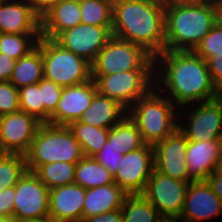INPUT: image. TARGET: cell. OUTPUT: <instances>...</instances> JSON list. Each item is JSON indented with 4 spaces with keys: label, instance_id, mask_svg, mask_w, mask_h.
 <instances>
[{
    "label": "cell",
    "instance_id": "10",
    "mask_svg": "<svg viewBox=\"0 0 222 222\" xmlns=\"http://www.w3.org/2000/svg\"><path fill=\"white\" fill-rule=\"evenodd\" d=\"M189 183L154 169L143 195L166 222H176L181 216Z\"/></svg>",
    "mask_w": 222,
    "mask_h": 222
},
{
    "label": "cell",
    "instance_id": "13",
    "mask_svg": "<svg viewBox=\"0 0 222 222\" xmlns=\"http://www.w3.org/2000/svg\"><path fill=\"white\" fill-rule=\"evenodd\" d=\"M41 124L22 110L0 116V153L25 155Z\"/></svg>",
    "mask_w": 222,
    "mask_h": 222
},
{
    "label": "cell",
    "instance_id": "18",
    "mask_svg": "<svg viewBox=\"0 0 222 222\" xmlns=\"http://www.w3.org/2000/svg\"><path fill=\"white\" fill-rule=\"evenodd\" d=\"M97 92L94 80L73 86L63 87L61 98L48 124L68 126L78 121Z\"/></svg>",
    "mask_w": 222,
    "mask_h": 222
},
{
    "label": "cell",
    "instance_id": "8",
    "mask_svg": "<svg viewBox=\"0 0 222 222\" xmlns=\"http://www.w3.org/2000/svg\"><path fill=\"white\" fill-rule=\"evenodd\" d=\"M133 69H155V59L143 47L112 36L91 64V75H110Z\"/></svg>",
    "mask_w": 222,
    "mask_h": 222
},
{
    "label": "cell",
    "instance_id": "38",
    "mask_svg": "<svg viewBox=\"0 0 222 222\" xmlns=\"http://www.w3.org/2000/svg\"><path fill=\"white\" fill-rule=\"evenodd\" d=\"M215 91L222 89V54H215L206 60Z\"/></svg>",
    "mask_w": 222,
    "mask_h": 222
},
{
    "label": "cell",
    "instance_id": "33",
    "mask_svg": "<svg viewBox=\"0 0 222 222\" xmlns=\"http://www.w3.org/2000/svg\"><path fill=\"white\" fill-rule=\"evenodd\" d=\"M20 110L33 115L44 123V103L42 88L39 84H32L18 89Z\"/></svg>",
    "mask_w": 222,
    "mask_h": 222
},
{
    "label": "cell",
    "instance_id": "4",
    "mask_svg": "<svg viewBox=\"0 0 222 222\" xmlns=\"http://www.w3.org/2000/svg\"><path fill=\"white\" fill-rule=\"evenodd\" d=\"M179 108L154 87L129 109L128 116L138 127L144 144L154 146L178 129Z\"/></svg>",
    "mask_w": 222,
    "mask_h": 222
},
{
    "label": "cell",
    "instance_id": "28",
    "mask_svg": "<svg viewBox=\"0 0 222 222\" xmlns=\"http://www.w3.org/2000/svg\"><path fill=\"white\" fill-rule=\"evenodd\" d=\"M68 127L87 157H93L101 151L109 135V129L91 126L79 121L70 123Z\"/></svg>",
    "mask_w": 222,
    "mask_h": 222
},
{
    "label": "cell",
    "instance_id": "29",
    "mask_svg": "<svg viewBox=\"0 0 222 222\" xmlns=\"http://www.w3.org/2000/svg\"><path fill=\"white\" fill-rule=\"evenodd\" d=\"M76 164L53 162L39 166L33 173L49 189L74 183Z\"/></svg>",
    "mask_w": 222,
    "mask_h": 222
},
{
    "label": "cell",
    "instance_id": "21",
    "mask_svg": "<svg viewBox=\"0 0 222 222\" xmlns=\"http://www.w3.org/2000/svg\"><path fill=\"white\" fill-rule=\"evenodd\" d=\"M221 147L220 140L188 141L185 159L189 182L205 181L214 172Z\"/></svg>",
    "mask_w": 222,
    "mask_h": 222
},
{
    "label": "cell",
    "instance_id": "5",
    "mask_svg": "<svg viewBox=\"0 0 222 222\" xmlns=\"http://www.w3.org/2000/svg\"><path fill=\"white\" fill-rule=\"evenodd\" d=\"M80 143L68 126L42 123L25 154L27 170L53 162L76 164L84 157Z\"/></svg>",
    "mask_w": 222,
    "mask_h": 222
},
{
    "label": "cell",
    "instance_id": "24",
    "mask_svg": "<svg viewBox=\"0 0 222 222\" xmlns=\"http://www.w3.org/2000/svg\"><path fill=\"white\" fill-rule=\"evenodd\" d=\"M42 51L36 46L15 63L9 81L17 88L37 84L43 78Z\"/></svg>",
    "mask_w": 222,
    "mask_h": 222
},
{
    "label": "cell",
    "instance_id": "37",
    "mask_svg": "<svg viewBox=\"0 0 222 222\" xmlns=\"http://www.w3.org/2000/svg\"><path fill=\"white\" fill-rule=\"evenodd\" d=\"M122 156L123 154L119 153V151L111 145V141L107 139L102 150L96 153L93 158L115 176L119 169Z\"/></svg>",
    "mask_w": 222,
    "mask_h": 222
},
{
    "label": "cell",
    "instance_id": "20",
    "mask_svg": "<svg viewBox=\"0 0 222 222\" xmlns=\"http://www.w3.org/2000/svg\"><path fill=\"white\" fill-rule=\"evenodd\" d=\"M41 36L55 39L61 32L81 24L79 0H57L41 12Z\"/></svg>",
    "mask_w": 222,
    "mask_h": 222
},
{
    "label": "cell",
    "instance_id": "17",
    "mask_svg": "<svg viewBox=\"0 0 222 222\" xmlns=\"http://www.w3.org/2000/svg\"><path fill=\"white\" fill-rule=\"evenodd\" d=\"M0 33L41 34L40 11L27 0H0Z\"/></svg>",
    "mask_w": 222,
    "mask_h": 222
},
{
    "label": "cell",
    "instance_id": "22",
    "mask_svg": "<svg viewBox=\"0 0 222 222\" xmlns=\"http://www.w3.org/2000/svg\"><path fill=\"white\" fill-rule=\"evenodd\" d=\"M127 114L128 110L119 102L96 92L90 106L78 121L91 126L110 129Z\"/></svg>",
    "mask_w": 222,
    "mask_h": 222
},
{
    "label": "cell",
    "instance_id": "11",
    "mask_svg": "<svg viewBox=\"0 0 222 222\" xmlns=\"http://www.w3.org/2000/svg\"><path fill=\"white\" fill-rule=\"evenodd\" d=\"M153 170V146L144 144L122 156L114 183L128 195L143 194Z\"/></svg>",
    "mask_w": 222,
    "mask_h": 222
},
{
    "label": "cell",
    "instance_id": "34",
    "mask_svg": "<svg viewBox=\"0 0 222 222\" xmlns=\"http://www.w3.org/2000/svg\"><path fill=\"white\" fill-rule=\"evenodd\" d=\"M194 52L205 61L215 54H222V26L216 23Z\"/></svg>",
    "mask_w": 222,
    "mask_h": 222
},
{
    "label": "cell",
    "instance_id": "43",
    "mask_svg": "<svg viewBox=\"0 0 222 222\" xmlns=\"http://www.w3.org/2000/svg\"><path fill=\"white\" fill-rule=\"evenodd\" d=\"M27 1L31 2L41 12L50 3L57 0H27Z\"/></svg>",
    "mask_w": 222,
    "mask_h": 222
},
{
    "label": "cell",
    "instance_id": "12",
    "mask_svg": "<svg viewBox=\"0 0 222 222\" xmlns=\"http://www.w3.org/2000/svg\"><path fill=\"white\" fill-rule=\"evenodd\" d=\"M49 191L27 170L15 185L13 219H49Z\"/></svg>",
    "mask_w": 222,
    "mask_h": 222
},
{
    "label": "cell",
    "instance_id": "3",
    "mask_svg": "<svg viewBox=\"0 0 222 222\" xmlns=\"http://www.w3.org/2000/svg\"><path fill=\"white\" fill-rule=\"evenodd\" d=\"M216 24L212 0L190 3H166L165 50L194 51Z\"/></svg>",
    "mask_w": 222,
    "mask_h": 222
},
{
    "label": "cell",
    "instance_id": "26",
    "mask_svg": "<svg viewBox=\"0 0 222 222\" xmlns=\"http://www.w3.org/2000/svg\"><path fill=\"white\" fill-rule=\"evenodd\" d=\"M108 140L123 155L144 145L138 127L128 114L109 129Z\"/></svg>",
    "mask_w": 222,
    "mask_h": 222
},
{
    "label": "cell",
    "instance_id": "46",
    "mask_svg": "<svg viewBox=\"0 0 222 222\" xmlns=\"http://www.w3.org/2000/svg\"><path fill=\"white\" fill-rule=\"evenodd\" d=\"M165 3H190V2H204L209 0H163Z\"/></svg>",
    "mask_w": 222,
    "mask_h": 222
},
{
    "label": "cell",
    "instance_id": "1",
    "mask_svg": "<svg viewBox=\"0 0 222 222\" xmlns=\"http://www.w3.org/2000/svg\"><path fill=\"white\" fill-rule=\"evenodd\" d=\"M154 59L155 87L179 109L217 98L207 63L194 51L164 50Z\"/></svg>",
    "mask_w": 222,
    "mask_h": 222
},
{
    "label": "cell",
    "instance_id": "40",
    "mask_svg": "<svg viewBox=\"0 0 222 222\" xmlns=\"http://www.w3.org/2000/svg\"><path fill=\"white\" fill-rule=\"evenodd\" d=\"M81 222H123L121 209L83 218Z\"/></svg>",
    "mask_w": 222,
    "mask_h": 222
},
{
    "label": "cell",
    "instance_id": "39",
    "mask_svg": "<svg viewBox=\"0 0 222 222\" xmlns=\"http://www.w3.org/2000/svg\"><path fill=\"white\" fill-rule=\"evenodd\" d=\"M15 186L0 191V219L13 220Z\"/></svg>",
    "mask_w": 222,
    "mask_h": 222
},
{
    "label": "cell",
    "instance_id": "25",
    "mask_svg": "<svg viewBox=\"0 0 222 222\" xmlns=\"http://www.w3.org/2000/svg\"><path fill=\"white\" fill-rule=\"evenodd\" d=\"M74 183L91 189L114 183V176L93 157L84 156L76 163Z\"/></svg>",
    "mask_w": 222,
    "mask_h": 222
},
{
    "label": "cell",
    "instance_id": "35",
    "mask_svg": "<svg viewBox=\"0 0 222 222\" xmlns=\"http://www.w3.org/2000/svg\"><path fill=\"white\" fill-rule=\"evenodd\" d=\"M42 88V96L44 103V123L50 121V116L55 112L59 100L61 98L63 87L55 84L53 81L44 77L38 82Z\"/></svg>",
    "mask_w": 222,
    "mask_h": 222
},
{
    "label": "cell",
    "instance_id": "6",
    "mask_svg": "<svg viewBox=\"0 0 222 222\" xmlns=\"http://www.w3.org/2000/svg\"><path fill=\"white\" fill-rule=\"evenodd\" d=\"M36 46L42 51L45 79L61 87L78 85L91 79V64L54 39L41 36Z\"/></svg>",
    "mask_w": 222,
    "mask_h": 222
},
{
    "label": "cell",
    "instance_id": "2",
    "mask_svg": "<svg viewBox=\"0 0 222 222\" xmlns=\"http://www.w3.org/2000/svg\"><path fill=\"white\" fill-rule=\"evenodd\" d=\"M163 0L113 1L112 36L143 47L154 58L165 50Z\"/></svg>",
    "mask_w": 222,
    "mask_h": 222
},
{
    "label": "cell",
    "instance_id": "14",
    "mask_svg": "<svg viewBox=\"0 0 222 222\" xmlns=\"http://www.w3.org/2000/svg\"><path fill=\"white\" fill-rule=\"evenodd\" d=\"M112 37V26L78 24L61 32L54 40L63 48L92 64Z\"/></svg>",
    "mask_w": 222,
    "mask_h": 222
},
{
    "label": "cell",
    "instance_id": "16",
    "mask_svg": "<svg viewBox=\"0 0 222 222\" xmlns=\"http://www.w3.org/2000/svg\"><path fill=\"white\" fill-rule=\"evenodd\" d=\"M222 214V201L206 181L190 182L185 194L184 207L176 222L214 220Z\"/></svg>",
    "mask_w": 222,
    "mask_h": 222
},
{
    "label": "cell",
    "instance_id": "9",
    "mask_svg": "<svg viewBox=\"0 0 222 222\" xmlns=\"http://www.w3.org/2000/svg\"><path fill=\"white\" fill-rule=\"evenodd\" d=\"M178 129L188 141L220 140L222 101L218 98L191 104L178 111Z\"/></svg>",
    "mask_w": 222,
    "mask_h": 222
},
{
    "label": "cell",
    "instance_id": "30",
    "mask_svg": "<svg viewBox=\"0 0 222 222\" xmlns=\"http://www.w3.org/2000/svg\"><path fill=\"white\" fill-rule=\"evenodd\" d=\"M81 23L94 26H112V0H79Z\"/></svg>",
    "mask_w": 222,
    "mask_h": 222
},
{
    "label": "cell",
    "instance_id": "47",
    "mask_svg": "<svg viewBox=\"0 0 222 222\" xmlns=\"http://www.w3.org/2000/svg\"><path fill=\"white\" fill-rule=\"evenodd\" d=\"M12 222H52V221L50 219H27V220L13 219Z\"/></svg>",
    "mask_w": 222,
    "mask_h": 222
},
{
    "label": "cell",
    "instance_id": "50",
    "mask_svg": "<svg viewBox=\"0 0 222 222\" xmlns=\"http://www.w3.org/2000/svg\"><path fill=\"white\" fill-rule=\"evenodd\" d=\"M213 2H222V0H212Z\"/></svg>",
    "mask_w": 222,
    "mask_h": 222
},
{
    "label": "cell",
    "instance_id": "36",
    "mask_svg": "<svg viewBox=\"0 0 222 222\" xmlns=\"http://www.w3.org/2000/svg\"><path fill=\"white\" fill-rule=\"evenodd\" d=\"M19 110L18 89L10 81H0V116Z\"/></svg>",
    "mask_w": 222,
    "mask_h": 222
},
{
    "label": "cell",
    "instance_id": "49",
    "mask_svg": "<svg viewBox=\"0 0 222 222\" xmlns=\"http://www.w3.org/2000/svg\"><path fill=\"white\" fill-rule=\"evenodd\" d=\"M0 222H12L11 219H0Z\"/></svg>",
    "mask_w": 222,
    "mask_h": 222
},
{
    "label": "cell",
    "instance_id": "7",
    "mask_svg": "<svg viewBox=\"0 0 222 222\" xmlns=\"http://www.w3.org/2000/svg\"><path fill=\"white\" fill-rule=\"evenodd\" d=\"M97 92L127 110L155 87V69H133L110 75H91Z\"/></svg>",
    "mask_w": 222,
    "mask_h": 222
},
{
    "label": "cell",
    "instance_id": "45",
    "mask_svg": "<svg viewBox=\"0 0 222 222\" xmlns=\"http://www.w3.org/2000/svg\"><path fill=\"white\" fill-rule=\"evenodd\" d=\"M213 173L222 175V147H221V150H220V154H219V156L216 160L215 168H214Z\"/></svg>",
    "mask_w": 222,
    "mask_h": 222
},
{
    "label": "cell",
    "instance_id": "42",
    "mask_svg": "<svg viewBox=\"0 0 222 222\" xmlns=\"http://www.w3.org/2000/svg\"><path fill=\"white\" fill-rule=\"evenodd\" d=\"M205 181L222 201V175L212 173L207 177Z\"/></svg>",
    "mask_w": 222,
    "mask_h": 222
},
{
    "label": "cell",
    "instance_id": "32",
    "mask_svg": "<svg viewBox=\"0 0 222 222\" xmlns=\"http://www.w3.org/2000/svg\"><path fill=\"white\" fill-rule=\"evenodd\" d=\"M26 171L25 155L0 153V191L15 186Z\"/></svg>",
    "mask_w": 222,
    "mask_h": 222
},
{
    "label": "cell",
    "instance_id": "41",
    "mask_svg": "<svg viewBox=\"0 0 222 222\" xmlns=\"http://www.w3.org/2000/svg\"><path fill=\"white\" fill-rule=\"evenodd\" d=\"M17 60L0 53V81H9Z\"/></svg>",
    "mask_w": 222,
    "mask_h": 222
},
{
    "label": "cell",
    "instance_id": "31",
    "mask_svg": "<svg viewBox=\"0 0 222 222\" xmlns=\"http://www.w3.org/2000/svg\"><path fill=\"white\" fill-rule=\"evenodd\" d=\"M40 38L41 34L0 33V53L18 60L33 50Z\"/></svg>",
    "mask_w": 222,
    "mask_h": 222
},
{
    "label": "cell",
    "instance_id": "15",
    "mask_svg": "<svg viewBox=\"0 0 222 222\" xmlns=\"http://www.w3.org/2000/svg\"><path fill=\"white\" fill-rule=\"evenodd\" d=\"M187 145L188 140L179 129L154 145V169L174 179L189 182L185 159Z\"/></svg>",
    "mask_w": 222,
    "mask_h": 222
},
{
    "label": "cell",
    "instance_id": "48",
    "mask_svg": "<svg viewBox=\"0 0 222 222\" xmlns=\"http://www.w3.org/2000/svg\"><path fill=\"white\" fill-rule=\"evenodd\" d=\"M217 98L222 101V89L217 93Z\"/></svg>",
    "mask_w": 222,
    "mask_h": 222
},
{
    "label": "cell",
    "instance_id": "23",
    "mask_svg": "<svg viewBox=\"0 0 222 222\" xmlns=\"http://www.w3.org/2000/svg\"><path fill=\"white\" fill-rule=\"evenodd\" d=\"M127 195L116 183L86 189L83 218L121 209Z\"/></svg>",
    "mask_w": 222,
    "mask_h": 222
},
{
    "label": "cell",
    "instance_id": "44",
    "mask_svg": "<svg viewBox=\"0 0 222 222\" xmlns=\"http://www.w3.org/2000/svg\"><path fill=\"white\" fill-rule=\"evenodd\" d=\"M216 11V23L222 26V2H213Z\"/></svg>",
    "mask_w": 222,
    "mask_h": 222
},
{
    "label": "cell",
    "instance_id": "19",
    "mask_svg": "<svg viewBox=\"0 0 222 222\" xmlns=\"http://www.w3.org/2000/svg\"><path fill=\"white\" fill-rule=\"evenodd\" d=\"M86 189L78 184L55 187L49 191V219L52 222H81Z\"/></svg>",
    "mask_w": 222,
    "mask_h": 222
},
{
    "label": "cell",
    "instance_id": "27",
    "mask_svg": "<svg viewBox=\"0 0 222 222\" xmlns=\"http://www.w3.org/2000/svg\"><path fill=\"white\" fill-rule=\"evenodd\" d=\"M121 212L123 222H166L143 194L127 195Z\"/></svg>",
    "mask_w": 222,
    "mask_h": 222
}]
</instances>
